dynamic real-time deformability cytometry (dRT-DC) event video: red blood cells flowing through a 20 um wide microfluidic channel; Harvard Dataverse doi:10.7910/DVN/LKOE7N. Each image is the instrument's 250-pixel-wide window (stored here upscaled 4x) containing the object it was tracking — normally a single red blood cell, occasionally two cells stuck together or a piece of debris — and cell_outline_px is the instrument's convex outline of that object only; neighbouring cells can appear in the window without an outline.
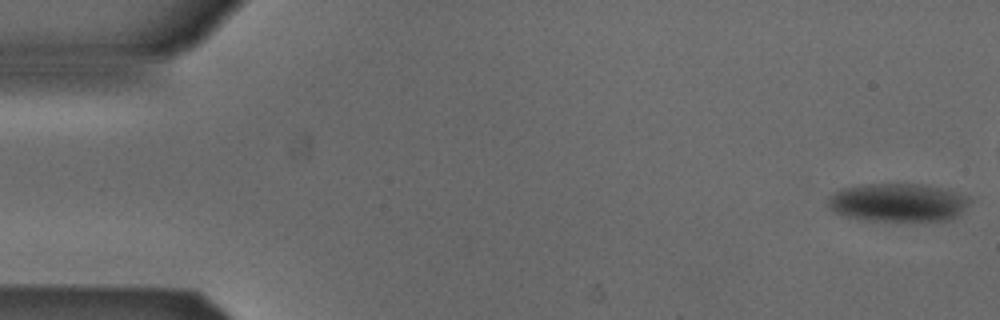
{"species": "Egyptian fruit bat (a non-hibernating species)", "species_latin": "Rousettus aegyptiacus", "temperature_condition": "cold", "stored_images_in_passage": 47, "camera_frame_rate_fps": 3000, "um_per_image_px": 0.085, "animal": {"sex": "male"}, "frame": {"image": 1, "passage_image": 1, "time_ms": 0.0, "image_size_px": [1000, 320], "cell_outline_px": [[972, 200], [956, 216], [948, 220], [868, 220], [844, 216], [828, 208], [828, 196], [840, 188], [864, 184], [924, 184], [944, 188], [968, 196]], "centroid_in_image_um": [76.3, 17.19], "position_along_channel_um": 8.7, "area_um2": 31.56}}
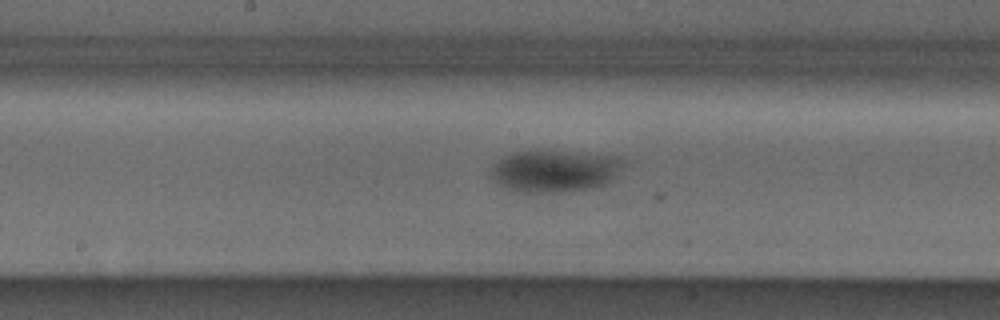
{"frame": {"image": 2, "passage_image": 27, "time_ms": 8.667, "image_size_px": [1000, 320], "cell_outline_px": [[632, 164], [612, 180], [604, 184], [588, 188], [568, 192], [520, 192], [496, 184], [492, 176], [492, 168], [500, 160], [516, 152], [560, 152], [624, 156]], "centroid_in_image_um": [47.33, 14.55], "position_along_channel_um": 200.9, "area_um2": 32.43}}
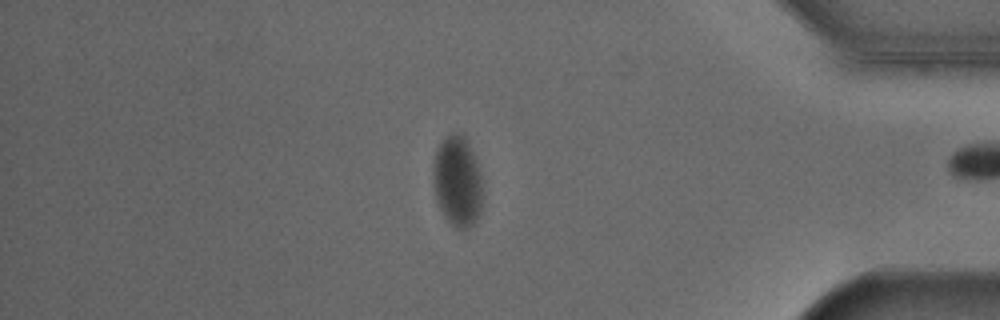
{"frame": {"image": 3, "passage_image": 45, "time_ms": 14.667, "image_size_px": [1000, 320], "cell_outline_px": [[484, 196], [480, 212], [476, 220], [468, 228], [456, 228], [444, 216], [436, 200], [432, 184], [432, 168], [436, 148], [444, 136], [452, 132], [460, 132], [464, 136], [476, 160], [480, 172]], "centroid_in_image_um": [38.87, 15.39], "position_along_channel_um": 396.3, "area_um2": 26.7}}